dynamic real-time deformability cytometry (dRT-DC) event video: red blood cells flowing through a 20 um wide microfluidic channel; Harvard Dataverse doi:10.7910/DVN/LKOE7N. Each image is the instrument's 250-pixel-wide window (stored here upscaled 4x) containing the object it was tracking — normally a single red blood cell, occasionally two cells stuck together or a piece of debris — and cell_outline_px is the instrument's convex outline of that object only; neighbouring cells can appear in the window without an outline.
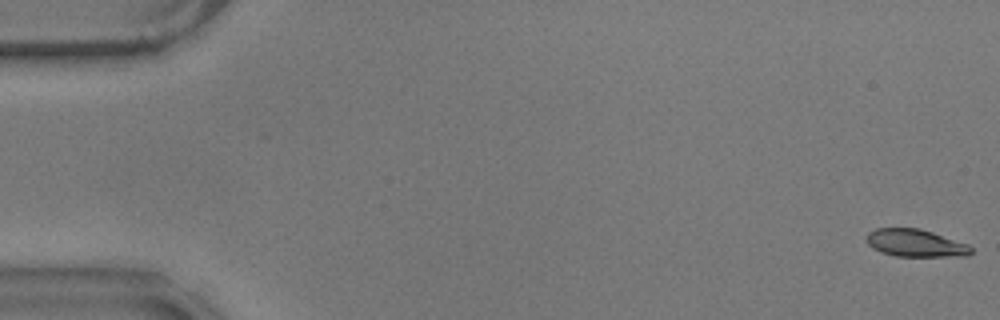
{"species": "common noctule bat (a hibernating species)", "species_latin": "Nyctalus noctula", "temperature_condition": "warm", "stored_images_in_passage": 14, "camera_frame_rate_fps": 3000, "um_per_image_px": 0.085, "animal": {"sex": "male", "body_mass_g": 17.9}, "frame": {"image": 1, "passage_image": 1, "time_ms": 0.0, "image_size_px": [1000, 320], "cell_outline_px": [[972, 252], [968, 256], [896, 256], [880, 252], [872, 248], [864, 240], [868, 232], [876, 228], [920, 228], [968, 244], [972, 248]], "centroid_in_image_um": [77.78, 20.66], "position_along_channel_um": 7.2, "area_um2": 16.88}}